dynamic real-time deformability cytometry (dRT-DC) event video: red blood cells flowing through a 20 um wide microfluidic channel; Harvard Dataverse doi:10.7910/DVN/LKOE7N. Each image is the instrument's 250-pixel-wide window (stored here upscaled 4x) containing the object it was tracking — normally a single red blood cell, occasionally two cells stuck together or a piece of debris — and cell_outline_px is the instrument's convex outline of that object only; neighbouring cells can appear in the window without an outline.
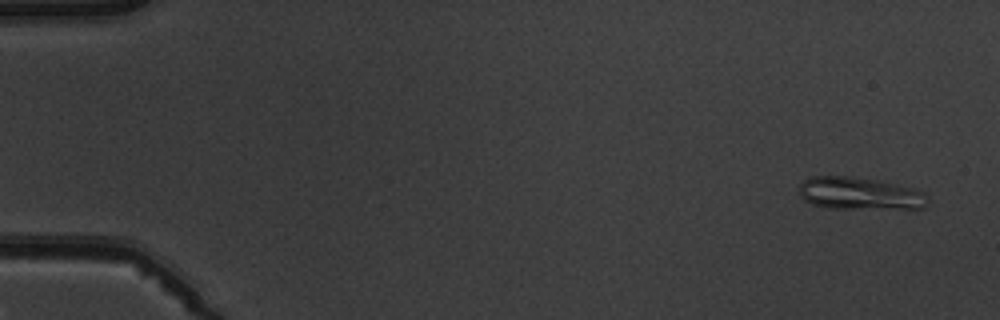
{"species": "common noctule bat (a hibernating species)", "species_latin": "Nyctalus noctula", "temperature_condition": "warm", "stored_images_in_passage": 4, "camera_frame_rate_fps": 3000, "um_per_image_px": 0.085, "animal": {"sex": "male", "body_mass_g": 19.5, "forearm_length_mm": 54.6}, "frame": {"image": 1, "passage_image": 1, "time_ms": 0.0, "image_size_px": [1000, 320], "cell_outline_px": [[928, 204], [924, 208], [828, 208], [812, 204], [804, 200], [800, 196], [800, 184], [808, 176], [848, 176], [876, 180], [912, 188], [924, 192], [928, 196]], "centroid_in_image_um": [73.06, 16.45], "position_along_channel_um": 11.9, "area_um2": 24.22}}